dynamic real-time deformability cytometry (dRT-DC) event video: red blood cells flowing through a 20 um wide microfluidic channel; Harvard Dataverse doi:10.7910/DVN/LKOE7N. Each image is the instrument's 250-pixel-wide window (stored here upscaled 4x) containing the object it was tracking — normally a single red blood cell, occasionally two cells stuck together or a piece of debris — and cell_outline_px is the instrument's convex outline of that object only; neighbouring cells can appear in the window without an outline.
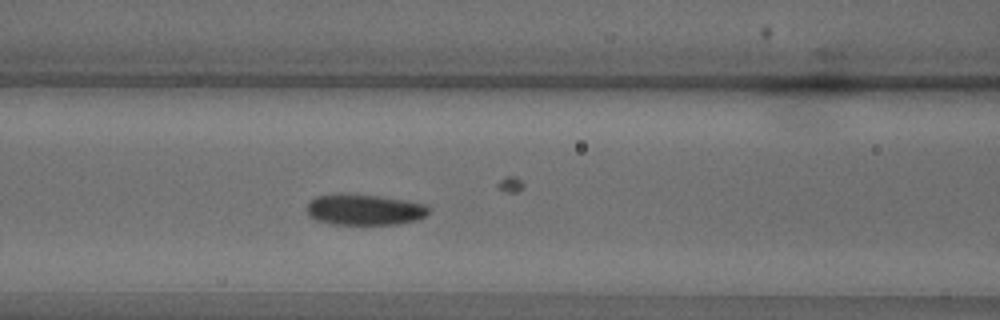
{"species": "common noctule bat (a hibernating species)", "species_latin": "Nyctalus noctula", "temperature_condition": "warm", "stored_images_in_passage": 22, "camera_frame_rate_fps": 3000, "um_per_image_px": 0.085, "animal": {"sex": "male", "body_mass_g": 18.8}, "frame": {"image": 1, "passage_image": 3, "time_ms": 0.667, "image_size_px": [1000, 320], "cell_outline_px": [[428, 212], [424, 216], [416, 220], [400, 224], [332, 224], [316, 220], [308, 216], [308, 200], [316, 196], [380, 196], [404, 200], [424, 204], [428, 208]], "centroid_in_image_um": [30.98, 17.86], "position_along_channel_um": 135.6, "area_um2": 21.21}}
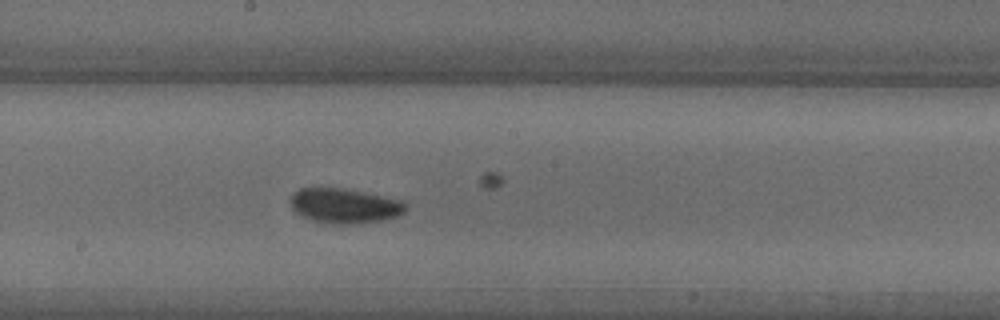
{"frame": {"image": 2, "passage_image": 7, "time_ms": 2.0, "image_size_px": [1000, 320], "cell_outline_px": [[408, 208], [404, 212], [396, 216], [380, 220], [344, 224], [332, 224], [316, 220], [304, 216], [296, 212], [292, 208], [288, 200], [292, 192], [300, 188], [340, 188], [400, 200], [408, 204]], "centroid_in_image_um": [29.24, 17.48], "position_along_channel_um": 219.0, "area_um2": 22.95}}
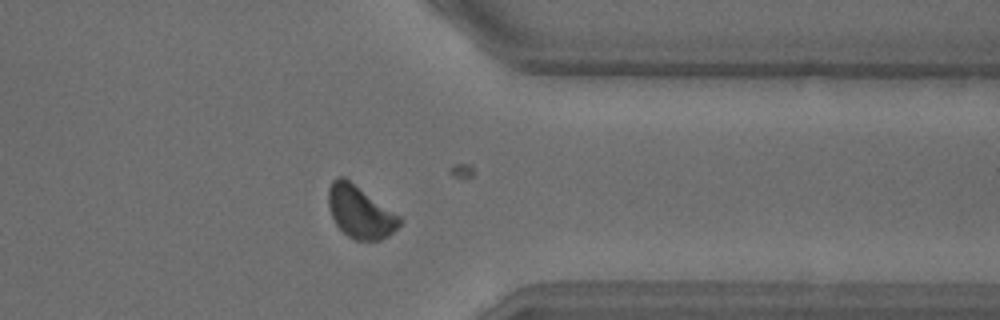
{"frame": {"image": 3, "passage_image": 15, "time_ms": 4.667, "image_size_px": [1000, 320], "cell_outline_px": [[404, 220], [388, 236], [380, 240], [352, 240], [336, 224], [332, 216], [328, 204], [328, 188], [332, 180], [336, 176], [344, 176], [400, 216]], "centroid_in_image_um": [30.6, 18.0], "position_along_channel_um": 380.8, "area_um2": 21.68}}